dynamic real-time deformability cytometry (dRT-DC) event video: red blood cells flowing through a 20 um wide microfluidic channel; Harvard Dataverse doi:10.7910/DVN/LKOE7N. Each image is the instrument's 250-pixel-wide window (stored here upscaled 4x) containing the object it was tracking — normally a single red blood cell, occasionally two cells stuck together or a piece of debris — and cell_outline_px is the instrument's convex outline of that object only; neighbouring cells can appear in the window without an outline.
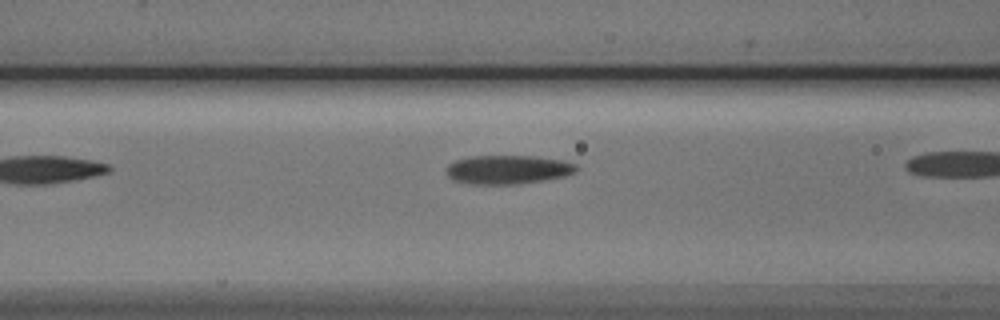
{"species": "Egyptian fruit bat (a non-hibernating species)", "species_latin": "Rousettus aegyptiacus", "temperature_condition": "cold", "stored_images_in_passage": 4, "camera_frame_rate_fps": 3000, "um_per_image_px": 0.085, "animal": {"sex": "male"}, "frame": {"image": 1, "passage_image": 3, "time_ms": 2.667, "image_size_px": [1000, 320], "cell_outline_px": [[576, 168], [572, 172], [564, 176], [516, 184], [472, 184], [452, 180], [448, 176], [448, 164], [456, 160], [472, 156], [536, 156], [560, 160], [576, 164]], "centroid_in_image_um": [43.12, 14.41], "position_along_channel_um": 123.5, "area_um2": 21.44}}